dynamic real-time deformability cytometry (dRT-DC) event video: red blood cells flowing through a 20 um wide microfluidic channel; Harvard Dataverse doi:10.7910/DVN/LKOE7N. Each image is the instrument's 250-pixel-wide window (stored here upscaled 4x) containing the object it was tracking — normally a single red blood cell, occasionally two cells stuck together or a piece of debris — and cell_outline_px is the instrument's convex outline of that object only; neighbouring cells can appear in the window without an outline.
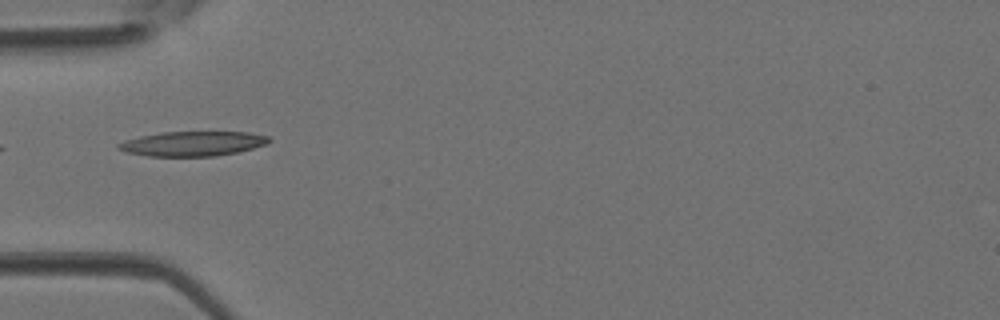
{"species": "Egyptian fruit bat (a non-hibernating species)", "species_latin": "Rousettus aegyptiacus", "temperature_condition": "room temperature", "stored_images_in_passage": 2, "camera_frame_rate_fps": 3000, "um_per_image_px": 0.085, "animal": {"sex": "female"}, "frame": {"image": 1, "passage_image": 2, "time_ms": 0.333, "image_size_px": [1000, 320], "cell_outline_px": [[272, 140], [268, 144], [236, 152], [216, 156], [148, 156], [128, 152], [116, 148], [116, 144], [124, 140], [140, 136], [160, 132], [248, 132], [268, 136]], "centroid_in_image_um": [16.37, 12.2], "position_along_channel_um": 68.6, "area_um2": 21.68}}